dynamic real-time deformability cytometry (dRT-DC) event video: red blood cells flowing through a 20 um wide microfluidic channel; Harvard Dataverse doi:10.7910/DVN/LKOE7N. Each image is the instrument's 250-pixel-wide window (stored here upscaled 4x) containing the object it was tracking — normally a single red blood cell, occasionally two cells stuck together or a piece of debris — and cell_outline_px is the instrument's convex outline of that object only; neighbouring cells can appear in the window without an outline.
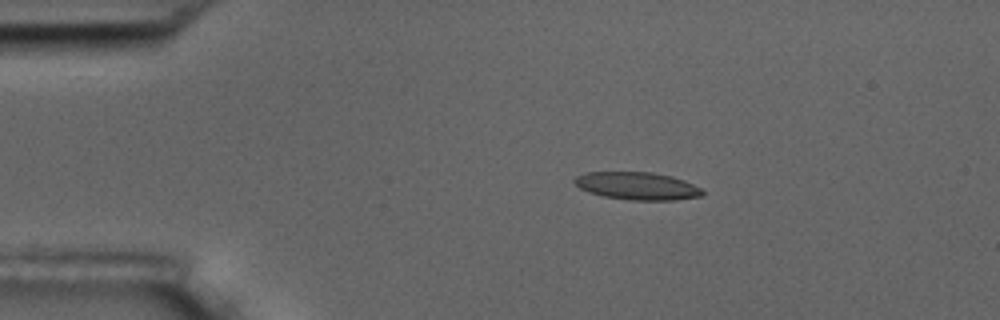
{"species": "common noctule bat (a hibernating species)", "species_latin": "Nyctalus noctula", "temperature_condition": "room temperature", "stored_images_in_passage": 5, "camera_frame_rate_fps": 3000, "um_per_image_px": 0.085, "animal": {"sex": "male", "body_mass_g": 17.5, "forearm_length_mm": 52.3}, "frame": {"image": 1, "passage_image": 3, "time_ms": 3.333, "image_size_px": [1000, 320], "cell_outline_px": [[704, 192], [700, 196], [676, 200], [632, 200], [604, 196], [588, 192], [580, 188], [572, 180], [576, 176], [584, 172], [652, 172], [672, 176], [684, 180], [700, 188]], "centroid_in_image_um": [54.14, 15.8], "position_along_channel_um": 30.9, "area_um2": 20.58}}